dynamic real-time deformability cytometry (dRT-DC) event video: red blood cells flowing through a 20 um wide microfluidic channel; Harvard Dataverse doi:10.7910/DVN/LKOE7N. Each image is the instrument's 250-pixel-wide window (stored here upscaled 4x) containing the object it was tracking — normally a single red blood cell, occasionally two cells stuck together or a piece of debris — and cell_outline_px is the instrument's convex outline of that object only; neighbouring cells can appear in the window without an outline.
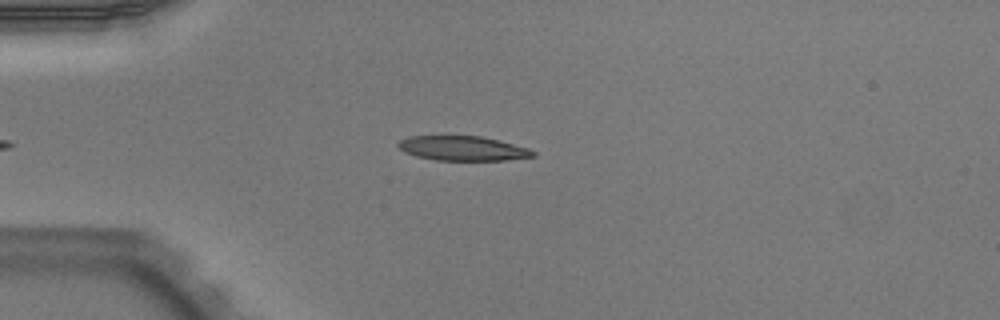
{"species": "Egyptian fruit bat (a non-hibernating species)", "species_latin": "Rousettus aegyptiacus", "temperature_condition": "warm", "stored_images_in_passage": 35, "camera_frame_rate_fps": 3000, "um_per_image_px": 0.085, "animal": {"sex": "male"}, "frame": {"image": 1, "passage_image": 2, "time_ms": 0.333, "image_size_px": [1000, 320], "cell_outline_px": [[536, 156], [504, 160], [436, 160], [416, 156], [404, 152], [396, 144], [400, 140], [408, 136], [480, 136], [528, 148], [536, 152]], "centroid_in_image_um": [39.3, 12.61], "position_along_channel_um": 45.7, "area_um2": 19.13}}
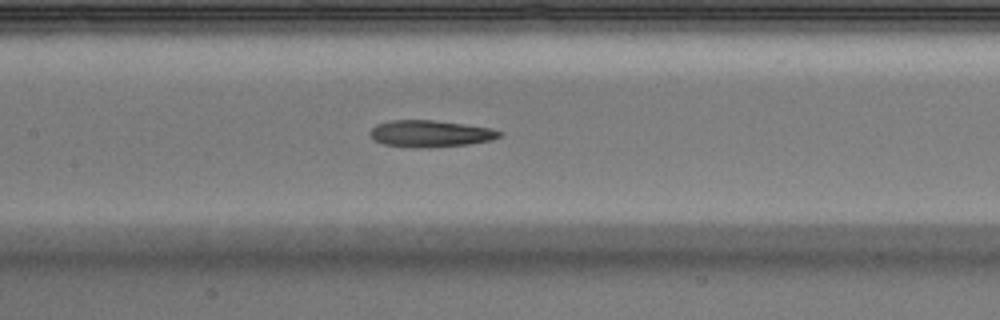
{"frame": {"image": 2, "passage_image": 13, "time_ms": 4.0, "image_size_px": [1000, 320], "cell_outline_px": [[504, 132], [500, 136], [492, 140], [468, 144], [436, 148], [408, 148], [384, 144], [372, 140], [368, 132], [376, 124], [392, 120], [436, 120], [492, 128]], "centroid_in_image_um": [36.56, 11.37], "position_along_channel_um": 170.8, "area_um2": 20.63}}
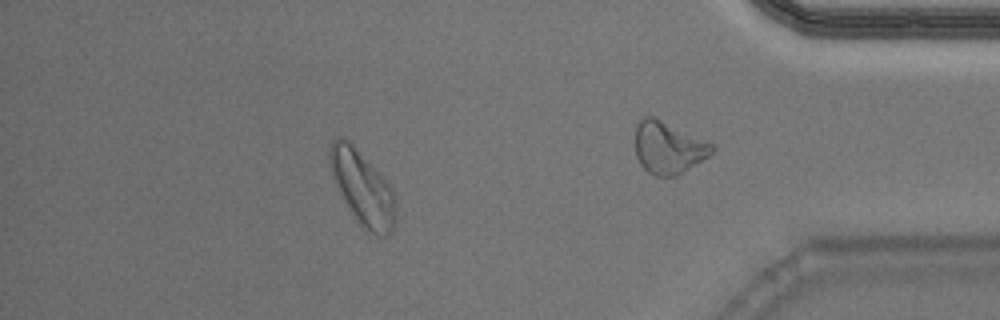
{"frame": {"image": 3, "passage_image": 29, "time_ms": 9.333, "image_size_px": [1000, 320], "cell_outline_px": [[396, 224], [392, 232], [388, 236], [384, 236], [372, 232], [364, 228], [352, 216], [332, 176], [328, 160], [328, 148], [332, 140], [340, 136], [348, 140], [352, 144], [388, 184], [392, 192], [396, 204]], "centroid_in_image_um": [30.79, 15.99], "position_along_channel_um": 404.4, "area_um2": 28.15}, "authors_computed_cell_mechanics": {"area_um2": 20.4034, "velocity_mm_per_s": 3.9717, "shape_relaxation_time_tau1_ms": null, "shape_relaxation_time_tau2_ms": 6.0553, "deformation_change_tau1": null, "deformation_change_tau2": 0.1696}}